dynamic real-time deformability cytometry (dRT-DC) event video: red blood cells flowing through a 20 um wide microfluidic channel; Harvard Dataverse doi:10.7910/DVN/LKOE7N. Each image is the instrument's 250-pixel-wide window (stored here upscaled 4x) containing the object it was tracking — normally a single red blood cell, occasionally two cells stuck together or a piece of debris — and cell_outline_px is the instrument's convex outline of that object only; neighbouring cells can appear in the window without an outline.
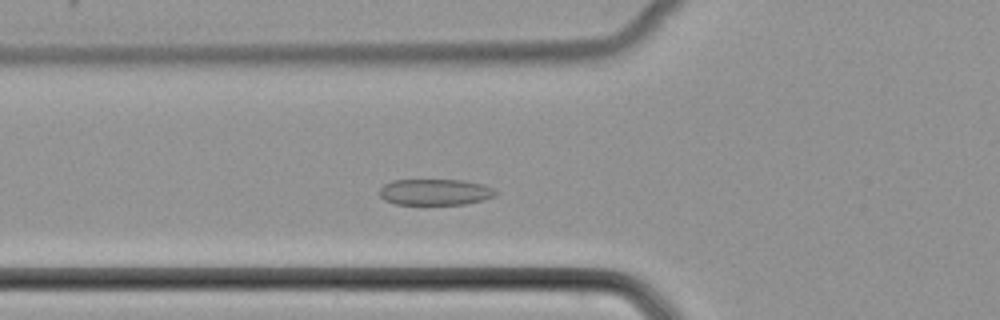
{"species": "common noctule bat (a hibernating species)", "species_latin": "Nyctalus noctula", "temperature_condition": "cold", "stored_images_in_passage": 41, "camera_frame_rate_fps": 3000, "um_per_image_px": 0.085, "animal": {"sex": "female", "body_mass_g": 22.7, "forearm_length_mm": 54.2}, "frame": {"image": 1, "passage_image": 8, "time_ms": 2.333, "image_size_px": [1000, 320], "cell_outline_px": [[496, 196], [484, 200], [464, 204], [396, 204], [384, 200], [380, 196], [380, 188], [384, 184], [392, 180], [464, 180], [484, 184], [492, 188], [496, 192]], "centroid_in_image_um": [36.99, 16.32], "position_along_channel_um": 88.8, "area_um2": 17.74}}
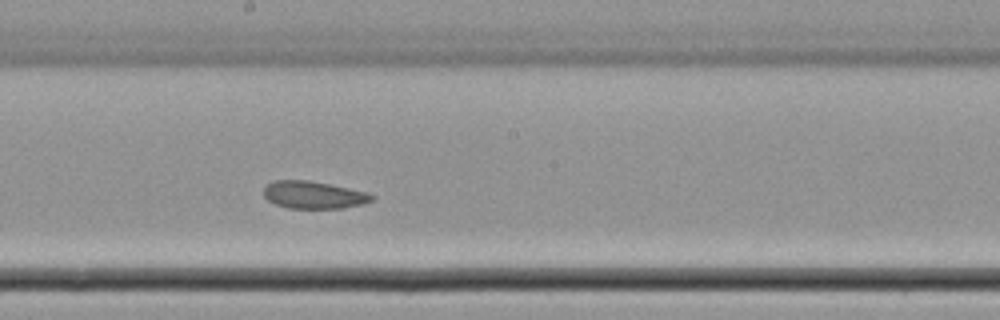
{"frame": {"image": 2, "passage_image": 18, "time_ms": 5.667, "image_size_px": [1000, 320], "cell_outline_px": [[376, 196], [372, 200], [364, 204], [344, 208], [288, 208], [276, 204], [268, 200], [264, 196], [264, 188], [272, 180], [308, 180], [368, 192]], "centroid_in_image_um": [26.68, 16.57], "position_along_channel_um": 221.5, "area_um2": 17.28}}
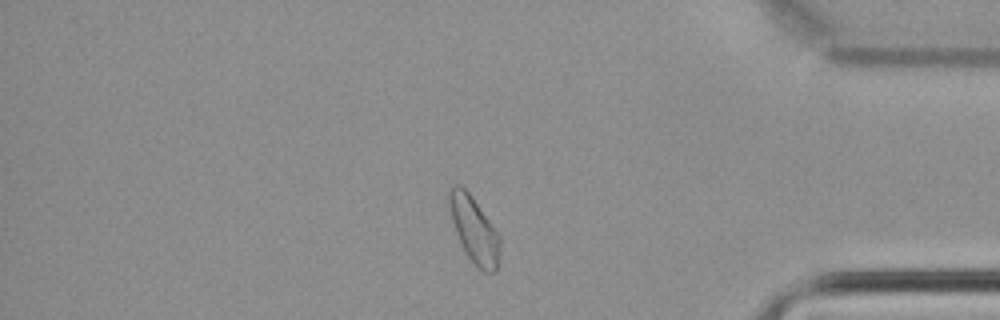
{"frame": {"image": 3, "passage_image": 33, "time_ms": 10.667, "image_size_px": [1000, 320], "cell_outline_px": [[500, 248], [496, 272], [484, 272], [476, 268], [472, 264], [464, 252], [456, 232], [452, 220], [448, 200], [448, 192], [452, 184], [460, 184], [468, 192], [500, 236]], "centroid_in_image_um": [40.29, 19.57], "position_along_channel_um": 394.9, "area_um2": 19.48}}